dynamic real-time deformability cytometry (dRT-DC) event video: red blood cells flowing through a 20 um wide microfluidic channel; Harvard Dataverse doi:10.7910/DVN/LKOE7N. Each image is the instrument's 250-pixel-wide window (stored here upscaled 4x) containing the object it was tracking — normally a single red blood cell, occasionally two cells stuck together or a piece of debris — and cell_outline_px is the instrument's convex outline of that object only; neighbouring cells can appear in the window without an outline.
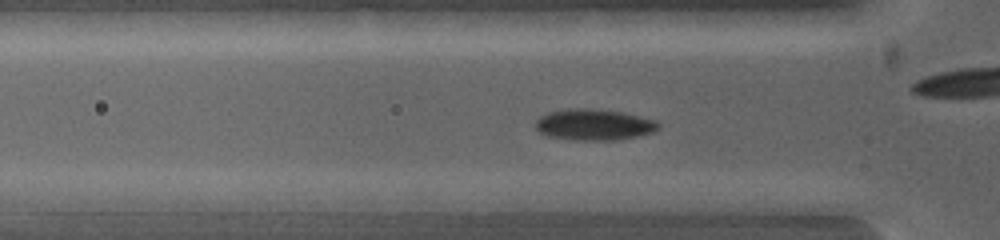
{"species": "common noctule bat (a hibernating species)", "species_latin": "Nyctalus noctula", "temperature_condition": "warm", "stored_images_in_passage": 4, "camera_frame_rate_fps": 5000, "um_per_image_px": 0.085, "animal": {"sex": "female", "body_mass_g": 19.0, "forearm_length_mm": 53.3}, "frame": {"image": 1, "passage_image": 4, "time_ms": 2.2, "image_size_px": [1000, 240], "cell_outline_px": [[788, 200], [784, 216], [752, 216], [652, 208], [620, 200], [676, 192], [768, 192]], "centroid_in_image_um": [61.01, 17.24], "position_along_channel_um": 64.8, "area_um2": 21.04}}